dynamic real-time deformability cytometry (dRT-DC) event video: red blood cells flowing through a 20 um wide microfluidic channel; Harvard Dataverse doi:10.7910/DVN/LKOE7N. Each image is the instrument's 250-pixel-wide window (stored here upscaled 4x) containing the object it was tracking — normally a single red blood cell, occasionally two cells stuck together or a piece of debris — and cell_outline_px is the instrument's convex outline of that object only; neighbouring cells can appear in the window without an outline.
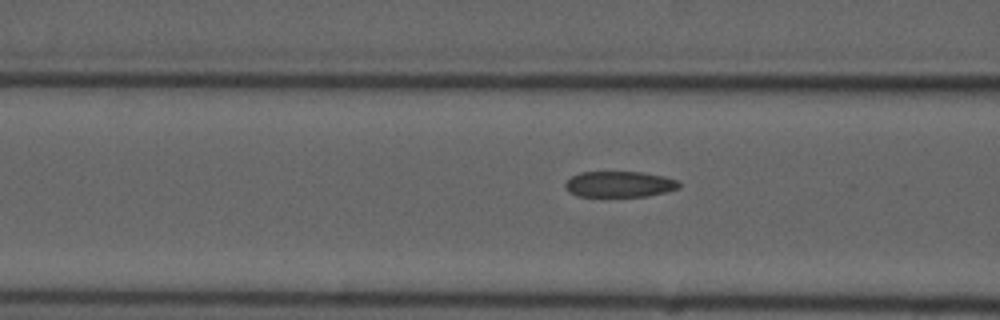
{"species": "common noctule bat (a hibernating species)", "species_latin": "Nyctalus noctula", "temperature_condition": "cold", "stored_images_in_passage": 4, "camera_frame_rate_fps": 3000, "um_per_image_px": 0.085, "animal": {"sex": "male", "forearm_length_mm": 52.5}, "frame": {"image": 1, "passage_image": 4, "time_ms": 5.0, "image_size_px": [1000, 320], "cell_outline_px": [[680, 188], [648, 196], [576, 196], [568, 192], [564, 184], [572, 176], [580, 172], [640, 172], [664, 176], [676, 180], [680, 184]], "centroid_in_image_um": [52.63, 15.66], "position_along_channel_um": 114.0, "area_um2": 17.11}}